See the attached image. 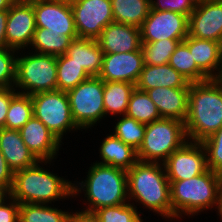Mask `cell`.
<instances>
[{"label": "cell", "instance_id": "7402d4cb", "mask_svg": "<svg viewBox=\"0 0 222 222\" xmlns=\"http://www.w3.org/2000/svg\"><path fill=\"white\" fill-rule=\"evenodd\" d=\"M135 86L146 92L156 87L189 88L190 83L169 64L158 66L145 64Z\"/></svg>", "mask_w": 222, "mask_h": 222}, {"label": "cell", "instance_id": "9c48e42d", "mask_svg": "<svg viewBox=\"0 0 222 222\" xmlns=\"http://www.w3.org/2000/svg\"><path fill=\"white\" fill-rule=\"evenodd\" d=\"M33 116L39 119L61 141L64 133L79 130L72 117L67 92L60 90L31 95Z\"/></svg>", "mask_w": 222, "mask_h": 222}, {"label": "cell", "instance_id": "bcb514c9", "mask_svg": "<svg viewBox=\"0 0 222 222\" xmlns=\"http://www.w3.org/2000/svg\"><path fill=\"white\" fill-rule=\"evenodd\" d=\"M217 209H218V213L220 214L219 216L222 219V191H221V194H220V197H219V202H218Z\"/></svg>", "mask_w": 222, "mask_h": 222}, {"label": "cell", "instance_id": "cb8c5ba5", "mask_svg": "<svg viewBox=\"0 0 222 222\" xmlns=\"http://www.w3.org/2000/svg\"><path fill=\"white\" fill-rule=\"evenodd\" d=\"M99 156L103 161L95 163L118 167L126 171L138 162L137 150L125 144L114 134L103 140Z\"/></svg>", "mask_w": 222, "mask_h": 222}, {"label": "cell", "instance_id": "f35d334b", "mask_svg": "<svg viewBox=\"0 0 222 222\" xmlns=\"http://www.w3.org/2000/svg\"><path fill=\"white\" fill-rule=\"evenodd\" d=\"M8 199L9 204L5 201L0 204V222H19L20 203L10 196Z\"/></svg>", "mask_w": 222, "mask_h": 222}, {"label": "cell", "instance_id": "74e56055", "mask_svg": "<svg viewBox=\"0 0 222 222\" xmlns=\"http://www.w3.org/2000/svg\"><path fill=\"white\" fill-rule=\"evenodd\" d=\"M150 4L152 10L172 11L189 17L195 10L197 2L195 0H151Z\"/></svg>", "mask_w": 222, "mask_h": 222}, {"label": "cell", "instance_id": "ab89813d", "mask_svg": "<svg viewBox=\"0 0 222 222\" xmlns=\"http://www.w3.org/2000/svg\"><path fill=\"white\" fill-rule=\"evenodd\" d=\"M13 87H0V128H5L6 115L12 97L17 93Z\"/></svg>", "mask_w": 222, "mask_h": 222}, {"label": "cell", "instance_id": "277c9868", "mask_svg": "<svg viewBox=\"0 0 222 222\" xmlns=\"http://www.w3.org/2000/svg\"><path fill=\"white\" fill-rule=\"evenodd\" d=\"M172 220L182 214L195 215L204 209L218 206L222 191V175L208 169L205 173L190 179L169 181Z\"/></svg>", "mask_w": 222, "mask_h": 222}, {"label": "cell", "instance_id": "60d3db41", "mask_svg": "<svg viewBox=\"0 0 222 222\" xmlns=\"http://www.w3.org/2000/svg\"><path fill=\"white\" fill-rule=\"evenodd\" d=\"M13 171L8 167V164L0 151V187L5 188L9 193L13 185Z\"/></svg>", "mask_w": 222, "mask_h": 222}, {"label": "cell", "instance_id": "ffe728a7", "mask_svg": "<svg viewBox=\"0 0 222 222\" xmlns=\"http://www.w3.org/2000/svg\"><path fill=\"white\" fill-rule=\"evenodd\" d=\"M146 93L156 105L162 118L177 119L182 122L188 114L189 88L156 87Z\"/></svg>", "mask_w": 222, "mask_h": 222}, {"label": "cell", "instance_id": "d590c367", "mask_svg": "<svg viewBox=\"0 0 222 222\" xmlns=\"http://www.w3.org/2000/svg\"><path fill=\"white\" fill-rule=\"evenodd\" d=\"M208 169L222 175V127L202 142Z\"/></svg>", "mask_w": 222, "mask_h": 222}, {"label": "cell", "instance_id": "8fae6325", "mask_svg": "<svg viewBox=\"0 0 222 222\" xmlns=\"http://www.w3.org/2000/svg\"><path fill=\"white\" fill-rule=\"evenodd\" d=\"M163 165L169 181L190 179L208 170L204 146L193 141L175 150Z\"/></svg>", "mask_w": 222, "mask_h": 222}, {"label": "cell", "instance_id": "f546056e", "mask_svg": "<svg viewBox=\"0 0 222 222\" xmlns=\"http://www.w3.org/2000/svg\"><path fill=\"white\" fill-rule=\"evenodd\" d=\"M125 115L143 124H149L162 118L148 94L136 87L130 95Z\"/></svg>", "mask_w": 222, "mask_h": 222}, {"label": "cell", "instance_id": "3957f363", "mask_svg": "<svg viewBox=\"0 0 222 222\" xmlns=\"http://www.w3.org/2000/svg\"><path fill=\"white\" fill-rule=\"evenodd\" d=\"M43 162L14 172L10 197L20 204H51L73 196V183L42 168Z\"/></svg>", "mask_w": 222, "mask_h": 222}, {"label": "cell", "instance_id": "6da1fadb", "mask_svg": "<svg viewBox=\"0 0 222 222\" xmlns=\"http://www.w3.org/2000/svg\"><path fill=\"white\" fill-rule=\"evenodd\" d=\"M184 124L193 142H202L222 127V79L190 83Z\"/></svg>", "mask_w": 222, "mask_h": 222}, {"label": "cell", "instance_id": "5bb4252c", "mask_svg": "<svg viewBox=\"0 0 222 222\" xmlns=\"http://www.w3.org/2000/svg\"><path fill=\"white\" fill-rule=\"evenodd\" d=\"M188 36L222 43V0H203L189 16Z\"/></svg>", "mask_w": 222, "mask_h": 222}, {"label": "cell", "instance_id": "4fadbf2b", "mask_svg": "<svg viewBox=\"0 0 222 222\" xmlns=\"http://www.w3.org/2000/svg\"><path fill=\"white\" fill-rule=\"evenodd\" d=\"M35 29L32 0H16L8 10L6 47L18 51L31 46Z\"/></svg>", "mask_w": 222, "mask_h": 222}, {"label": "cell", "instance_id": "4316f807", "mask_svg": "<svg viewBox=\"0 0 222 222\" xmlns=\"http://www.w3.org/2000/svg\"><path fill=\"white\" fill-rule=\"evenodd\" d=\"M135 87V84L128 82L104 81L103 103L105 115H108V113L125 115L130 95Z\"/></svg>", "mask_w": 222, "mask_h": 222}, {"label": "cell", "instance_id": "d4e9b609", "mask_svg": "<svg viewBox=\"0 0 222 222\" xmlns=\"http://www.w3.org/2000/svg\"><path fill=\"white\" fill-rule=\"evenodd\" d=\"M151 0H111L114 22L140 28L148 17Z\"/></svg>", "mask_w": 222, "mask_h": 222}, {"label": "cell", "instance_id": "2e32d148", "mask_svg": "<svg viewBox=\"0 0 222 222\" xmlns=\"http://www.w3.org/2000/svg\"><path fill=\"white\" fill-rule=\"evenodd\" d=\"M144 65L141 48L125 53H105L99 77L107 82L121 81L136 85Z\"/></svg>", "mask_w": 222, "mask_h": 222}, {"label": "cell", "instance_id": "e0dca14e", "mask_svg": "<svg viewBox=\"0 0 222 222\" xmlns=\"http://www.w3.org/2000/svg\"><path fill=\"white\" fill-rule=\"evenodd\" d=\"M19 131L22 140L39 161L48 163L57 155L62 141L39 119L32 116Z\"/></svg>", "mask_w": 222, "mask_h": 222}, {"label": "cell", "instance_id": "f6af8a7d", "mask_svg": "<svg viewBox=\"0 0 222 222\" xmlns=\"http://www.w3.org/2000/svg\"><path fill=\"white\" fill-rule=\"evenodd\" d=\"M9 196H10V193L5 188L0 187V204L3 201H6L8 199L7 197Z\"/></svg>", "mask_w": 222, "mask_h": 222}, {"label": "cell", "instance_id": "ba28073f", "mask_svg": "<svg viewBox=\"0 0 222 222\" xmlns=\"http://www.w3.org/2000/svg\"><path fill=\"white\" fill-rule=\"evenodd\" d=\"M103 92L104 81L99 76H90L67 92L72 117L79 130L93 127L105 116Z\"/></svg>", "mask_w": 222, "mask_h": 222}, {"label": "cell", "instance_id": "b9f144b4", "mask_svg": "<svg viewBox=\"0 0 222 222\" xmlns=\"http://www.w3.org/2000/svg\"><path fill=\"white\" fill-rule=\"evenodd\" d=\"M70 212L69 222H100L98 217L92 213L87 211L81 212Z\"/></svg>", "mask_w": 222, "mask_h": 222}, {"label": "cell", "instance_id": "30bf717a", "mask_svg": "<svg viewBox=\"0 0 222 222\" xmlns=\"http://www.w3.org/2000/svg\"><path fill=\"white\" fill-rule=\"evenodd\" d=\"M71 9L78 38L97 39L114 22L111 0H80Z\"/></svg>", "mask_w": 222, "mask_h": 222}, {"label": "cell", "instance_id": "8992f818", "mask_svg": "<svg viewBox=\"0 0 222 222\" xmlns=\"http://www.w3.org/2000/svg\"><path fill=\"white\" fill-rule=\"evenodd\" d=\"M188 141L184 122L161 118L146 124L143 142L137 150L138 161L162 164Z\"/></svg>", "mask_w": 222, "mask_h": 222}, {"label": "cell", "instance_id": "836d02e7", "mask_svg": "<svg viewBox=\"0 0 222 222\" xmlns=\"http://www.w3.org/2000/svg\"><path fill=\"white\" fill-rule=\"evenodd\" d=\"M115 124V133L113 134L125 144L138 150L143 142L146 124L140 123L126 115H123L121 119L119 118V121Z\"/></svg>", "mask_w": 222, "mask_h": 222}, {"label": "cell", "instance_id": "d6a6232c", "mask_svg": "<svg viewBox=\"0 0 222 222\" xmlns=\"http://www.w3.org/2000/svg\"><path fill=\"white\" fill-rule=\"evenodd\" d=\"M184 39H164L155 42H141L144 63L147 65H165L169 63L172 53Z\"/></svg>", "mask_w": 222, "mask_h": 222}, {"label": "cell", "instance_id": "4dcf8cb0", "mask_svg": "<svg viewBox=\"0 0 222 222\" xmlns=\"http://www.w3.org/2000/svg\"><path fill=\"white\" fill-rule=\"evenodd\" d=\"M69 212L46 204H20L19 222H69Z\"/></svg>", "mask_w": 222, "mask_h": 222}, {"label": "cell", "instance_id": "d6986e66", "mask_svg": "<svg viewBox=\"0 0 222 222\" xmlns=\"http://www.w3.org/2000/svg\"><path fill=\"white\" fill-rule=\"evenodd\" d=\"M183 42L189 47L196 65L210 79H222V43L191 36H187Z\"/></svg>", "mask_w": 222, "mask_h": 222}, {"label": "cell", "instance_id": "ee69618b", "mask_svg": "<svg viewBox=\"0 0 222 222\" xmlns=\"http://www.w3.org/2000/svg\"><path fill=\"white\" fill-rule=\"evenodd\" d=\"M16 0H0V11L9 10Z\"/></svg>", "mask_w": 222, "mask_h": 222}, {"label": "cell", "instance_id": "7bdbcfd3", "mask_svg": "<svg viewBox=\"0 0 222 222\" xmlns=\"http://www.w3.org/2000/svg\"><path fill=\"white\" fill-rule=\"evenodd\" d=\"M8 10L0 11V47H6V23Z\"/></svg>", "mask_w": 222, "mask_h": 222}, {"label": "cell", "instance_id": "ac0fdd59", "mask_svg": "<svg viewBox=\"0 0 222 222\" xmlns=\"http://www.w3.org/2000/svg\"><path fill=\"white\" fill-rule=\"evenodd\" d=\"M104 53H125L141 48L140 28L122 23L108 24L97 38Z\"/></svg>", "mask_w": 222, "mask_h": 222}, {"label": "cell", "instance_id": "52a82bcc", "mask_svg": "<svg viewBox=\"0 0 222 222\" xmlns=\"http://www.w3.org/2000/svg\"><path fill=\"white\" fill-rule=\"evenodd\" d=\"M14 86L30 96L57 90V56L35 52L17 56Z\"/></svg>", "mask_w": 222, "mask_h": 222}, {"label": "cell", "instance_id": "9a60e30c", "mask_svg": "<svg viewBox=\"0 0 222 222\" xmlns=\"http://www.w3.org/2000/svg\"><path fill=\"white\" fill-rule=\"evenodd\" d=\"M36 27L61 35H77L71 5L60 0H32Z\"/></svg>", "mask_w": 222, "mask_h": 222}, {"label": "cell", "instance_id": "f1b7e54d", "mask_svg": "<svg viewBox=\"0 0 222 222\" xmlns=\"http://www.w3.org/2000/svg\"><path fill=\"white\" fill-rule=\"evenodd\" d=\"M90 76L66 54L57 56V90L68 92Z\"/></svg>", "mask_w": 222, "mask_h": 222}, {"label": "cell", "instance_id": "44dd1931", "mask_svg": "<svg viewBox=\"0 0 222 222\" xmlns=\"http://www.w3.org/2000/svg\"><path fill=\"white\" fill-rule=\"evenodd\" d=\"M0 151L13 173L39 162L22 140L19 130L0 128Z\"/></svg>", "mask_w": 222, "mask_h": 222}, {"label": "cell", "instance_id": "7c38bea8", "mask_svg": "<svg viewBox=\"0 0 222 222\" xmlns=\"http://www.w3.org/2000/svg\"><path fill=\"white\" fill-rule=\"evenodd\" d=\"M189 17L172 11L150 9L140 26L141 42L164 39H185L188 36Z\"/></svg>", "mask_w": 222, "mask_h": 222}, {"label": "cell", "instance_id": "8d00e7d4", "mask_svg": "<svg viewBox=\"0 0 222 222\" xmlns=\"http://www.w3.org/2000/svg\"><path fill=\"white\" fill-rule=\"evenodd\" d=\"M15 52L16 50L8 47H0V87L14 86L16 70Z\"/></svg>", "mask_w": 222, "mask_h": 222}, {"label": "cell", "instance_id": "1f68e13d", "mask_svg": "<svg viewBox=\"0 0 222 222\" xmlns=\"http://www.w3.org/2000/svg\"><path fill=\"white\" fill-rule=\"evenodd\" d=\"M32 116L33 104L31 96L17 91L12 97L8 108L5 128L20 130Z\"/></svg>", "mask_w": 222, "mask_h": 222}, {"label": "cell", "instance_id": "5b68a950", "mask_svg": "<svg viewBox=\"0 0 222 222\" xmlns=\"http://www.w3.org/2000/svg\"><path fill=\"white\" fill-rule=\"evenodd\" d=\"M78 183L80 186L73 183V195L85 191L88 207L83 211L94 213L102 207L125 204L128 199L127 171L118 167L93 163L86 180Z\"/></svg>", "mask_w": 222, "mask_h": 222}, {"label": "cell", "instance_id": "e575fe53", "mask_svg": "<svg viewBox=\"0 0 222 222\" xmlns=\"http://www.w3.org/2000/svg\"><path fill=\"white\" fill-rule=\"evenodd\" d=\"M94 214L100 222H143L136 206L131 203L102 207Z\"/></svg>", "mask_w": 222, "mask_h": 222}, {"label": "cell", "instance_id": "7dc6e473", "mask_svg": "<svg viewBox=\"0 0 222 222\" xmlns=\"http://www.w3.org/2000/svg\"><path fill=\"white\" fill-rule=\"evenodd\" d=\"M60 1L66 3V4H69V5H72L76 2H79L80 0H60Z\"/></svg>", "mask_w": 222, "mask_h": 222}, {"label": "cell", "instance_id": "484cf974", "mask_svg": "<svg viewBox=\"0 0 222 222\" xmlns=\"http://www.w3.org/2000/svg\"><path fill=\"white\" fill-rule=\"evenodd\" d=\"M77 38L78 35H61L46 28L36 27L31 46L32 49L35 48V53L60 56L66 54L71 42Z\"/></svg>", "mask_w": 222, "mask_h": 222}, {"label": "cell", "instance_id": "603a6c76", "mask_svg": "<svg viewBox=\"0 0 222 222\" xmlns=\"http://www.w3.org/2000/svg\"><path fill=\"white\" fill-rule=\"evenodd\" d=\"M104 52L100 49L97 39H74L67 48L66 55L82 66L89 76H99Z\"/></svg>", "mask_w": 222, "mask_h": 222}, {"label": "cell", "instance_id": "7a4b0ae2", "mask_svg": "<svg viewBox=\"0 0 222 222\" xmlns=\"http://www.w3.org/2000/svg\"><path fill=\"white\" fill-rule=\"evenodd\" d=\"M127 188L128 199L172 220L170 182L163 164L138 161L127 170Z\"/></svg>", "mask_w": 222, "mask_h": 222}, {"label": "cell", "instance_id": "83f0119b", "mask_svg": "<svg viewBox=\"0 0 222 222\" xmlns=\"http://www.w3.org/2000/svg\"><path fill=\"white\" fill-rule=\"evenodd\" d=\"M169 65L183 75L189 83L204 82L210 78L196 65L189 47L180 42L172 53Z\"/></svg>", "mask_w": 222, "mask_h": 222}]
</instances>
